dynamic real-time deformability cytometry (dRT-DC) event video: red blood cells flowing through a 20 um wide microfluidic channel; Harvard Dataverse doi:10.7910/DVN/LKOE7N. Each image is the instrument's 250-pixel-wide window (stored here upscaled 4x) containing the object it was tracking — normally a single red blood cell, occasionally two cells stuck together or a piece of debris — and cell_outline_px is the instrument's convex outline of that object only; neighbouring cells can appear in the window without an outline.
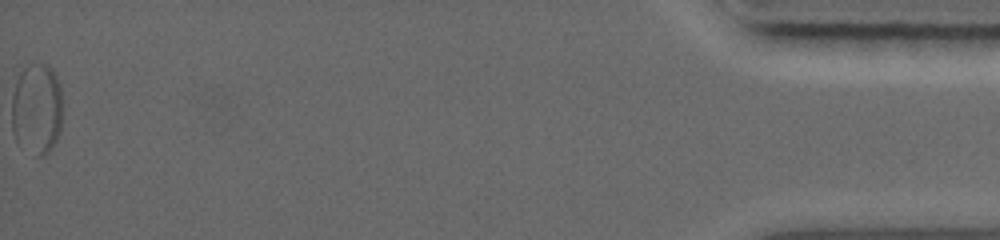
{"species": "common noctule bat (a hibernating species)", "species_latin": "Nyctalus noctula", "temperature_condition": "warm", "stored_images_in_passage": 62, "segment_of_instrument_passage": [3, 3], "camera_frame_rate_fps": 5000, "um_per_image_px": 0.085, "animal": {"sex": "female", "body_mass_g": 19.0, "forearm_length_mm": 56.7}, "frame": {"image": 1, "passage_image": 62, "time_ms": 13.6, "image_size_px": [1000, 240], "cell_outline_px": [[60, 132], [52, 148], [44, 156], [36, 156], [16, 140], [12, 132], [12, 96], [20, 72], [24, 68], [40, 64], [44, 64], [56, 76], [60, 88]], "centroid_in_image_um": [3.11, 9.31], "position_along_channel_um": 432.1, "area_um2": 26.41}}